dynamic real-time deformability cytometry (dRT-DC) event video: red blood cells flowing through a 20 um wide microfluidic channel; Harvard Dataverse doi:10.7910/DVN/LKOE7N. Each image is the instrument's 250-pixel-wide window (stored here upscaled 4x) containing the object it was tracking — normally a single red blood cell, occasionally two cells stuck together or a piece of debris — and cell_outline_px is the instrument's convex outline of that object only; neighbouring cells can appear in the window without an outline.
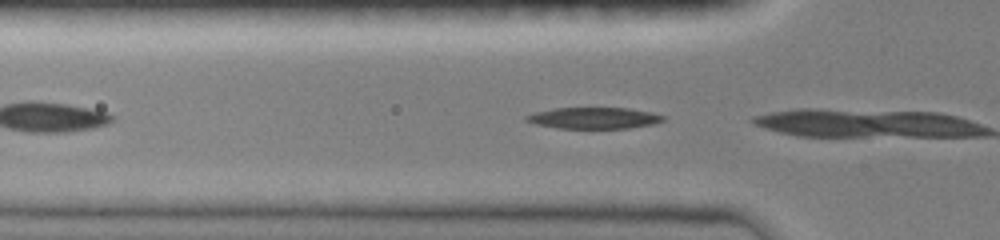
{"species": "common noctule bat (a hibernating species)", "species_latin": "Nyctalus noctula", "temperature_condition": "room temperature", "stored_images_in_passage": 5, "camera_frame_rate_fps": 3000, "um_per_image_px": 0.085, "animal": {"sex": "female", "body_mass_g": 19.0, "forearm_length_mm": 51.5}, "frame": {"image": 1, "passage_image": 2, "time_ms": 0.333, "image_size_px": [1000, 240], "cell_outline_px": [[664, 120], [652, 124], [628, 128], [556, 128], [536, 124], [524, 120], [524, 116], [536, 112], [552, 108], [628, 108], [652, 112], [664, 116]], "centroid_in_image_um": [50.45, 10.03], "position_along_channel_um": 75.3, "area_um2": 16.94}}